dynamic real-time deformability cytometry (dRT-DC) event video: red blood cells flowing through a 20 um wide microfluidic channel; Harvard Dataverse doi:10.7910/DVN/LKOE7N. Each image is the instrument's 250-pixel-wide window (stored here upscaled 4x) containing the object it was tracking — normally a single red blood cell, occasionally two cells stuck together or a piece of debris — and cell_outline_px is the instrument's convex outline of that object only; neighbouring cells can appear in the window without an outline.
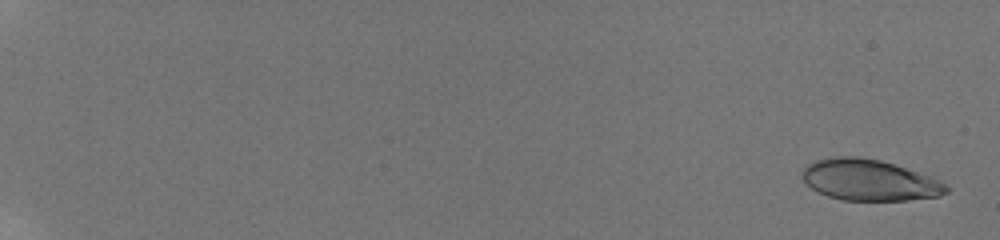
{"species": "human", "species_latin": "Homo sapiens", "temperature_condition": "room temperature", "stored_images_in_passage": 11, "camera_frame_rate_fps": 3000, "um_per_image_px": 0.085, "donor": {"sex": "male"}, "frame": {"image": 1, "passage_image": 1, "time_ms": 0.0, "image_size_px": [1000, 240], "cell_outline_px": [[948, 192], [940, 196], [908, 200], [840, 200], [828, 196], [804, 184], [804, 168], [808, 164], [816, 160], [836, 156], [860, 156], [880, 160], [932, 176], [944, 184], [948, 188]], "centroid_in_image_um": [73.9, 15.3], "position_along_channel_um": 11.1, "area_um2": 34.39}}
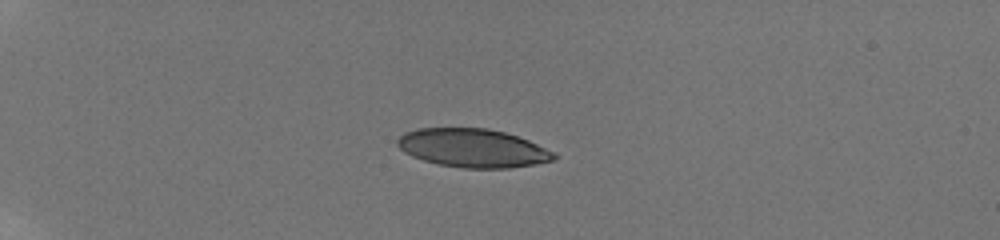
{"frame": {"image": 2, "passage_image": 8, "time_ms": 2.333, "image_size_px": [1000, 240], "cell_outline_px": [[556, 160], [536, 164], [508, 168], [464, 168], [440, 164], [424, 160], [412, 156], [404, 152], [396, 144], [396, 140], [404, 132], [416, 128], [488, 128], [504, 132], [528, 140], [556, 152]], "centroid_in_image_um": [40.2, 12.58], "position_along_channel_um": 44.8, "area_um2": 35.2}}
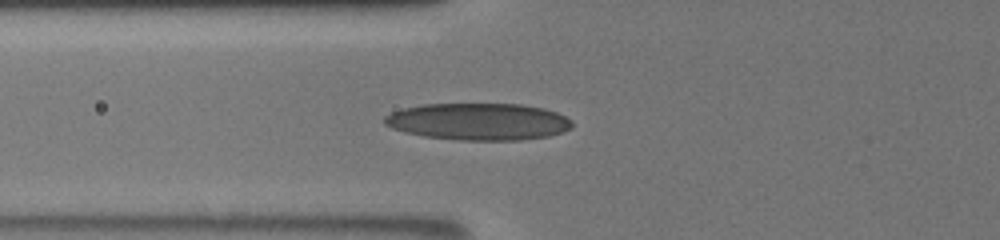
{"frame": {"image": 3, "passage_image": 11, "time_ms": 3.333, "image_size_px": [1000, 240], "cell_outline_px": [[572, 128], [548, 136], [520, 140], [460, 140], [424, 136], [404, 132], [392, 128], [384, 124], [384, 116], [392, 112], [404, 108], [424, 104], [520, 104], [544, 108], [556, 112], [572, 120]], "centroid_in_image_um": [40.66, 10.33], "position_along_channel_um": 85.1, "area_um2": 40.4}}